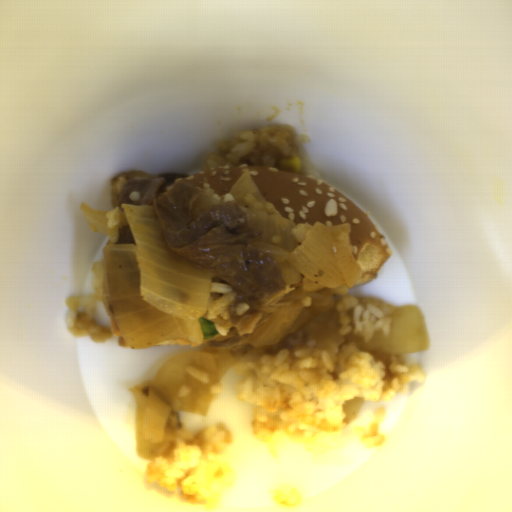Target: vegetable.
<instances>
[{
    "mask_svg": "<svg viewBox=\"0 0 512 512\" xmlns=\"http://www.w3.org/2000/svg\"><path fill=\"white\" fill-rule=\"evenodd\" d=\"M197 321L200 326L204 340L218 336L219 332L213 321H210L207 318L203 317H199Z\"/></svg>",
    "mask_w": 512,
    "mask_h": 512,
    "instance_id": "add77e79",
    "label": "vegetable"
}]
</instances>
